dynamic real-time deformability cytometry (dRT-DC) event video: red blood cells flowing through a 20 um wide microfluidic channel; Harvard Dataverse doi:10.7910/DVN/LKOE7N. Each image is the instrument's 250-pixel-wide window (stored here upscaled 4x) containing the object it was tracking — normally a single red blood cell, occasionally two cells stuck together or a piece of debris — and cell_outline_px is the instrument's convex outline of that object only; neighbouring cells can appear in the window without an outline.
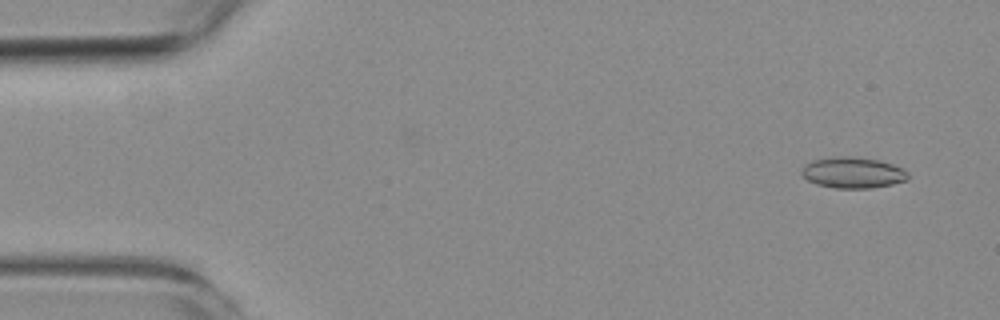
{"species": "common noctule bat (a hibernating species)", "species_latin": "Nyctalus noctula", "temperature_condition": "room temperature", "stored_images_in_passage": 4, "camera_frame_rate_fps": 3000, "um_per_image_px": 0.085, "animal": {"sex": "female", "body_mass_g": 19.3, "forearm_length_mm": 54.1}, "frame": {"image": 1, "passage_image": 1, "time_ms": 0.0, "image_size_px": [1000, 320], "cell_outline_px": [[908, 180], [892, 184], [872, 188], [836, 188], [816, 184], [808, 180], [800, 172], [804, 164], [812, 160], [880, 160], [904, 168], [908, 172]], "centroid_in_image_um": [72.55, 14.74], "position_along_channel_um": 12.5, "area_um2": 18.21}}
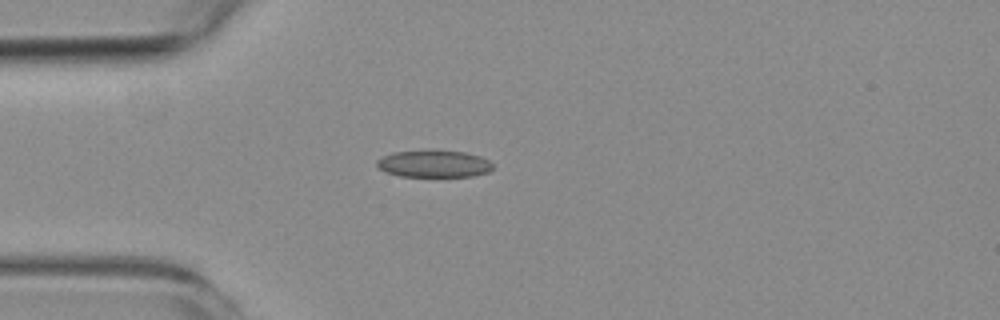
{"frame": {"image": 2, "passage_image": 4, "time_ms": 3.667, "image_size_px": [1000, 320], "cell_outline_px": [[492, 168], [488, 172], [472, 176], [400, 176], [384, 172], [376, 168], [376, 160], [392, 152], [464, 152], [480, 156], [488, 160], [492, 164]], "centroid_in_image_um": [36.84, 13.95], "position_along_channel_um": 48.2, "area_um2": 17.8}}